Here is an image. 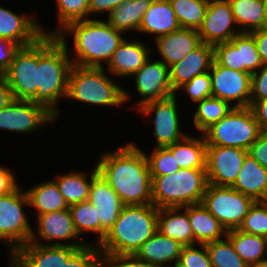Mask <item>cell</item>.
Returning a JSON list of instances; mask_svg holds the SVG:
<instances>
[{
	"mask_svg": "<svg viewBox=\"0 0 267 267\" xmlns=\"http://www.w3.org/2000/svg\"><path fill=\"white\" fill-rule=\"evenodd\" d=\"M98 173L125 205L152 204V179L145 151L129 141L111 151L100 152Z\"/></svg>",
	"mask_w": 267,
	"mask_h": 267,
	"instance_id": "cell-1",
	"label": "cell"
},
{
	"mask_svg": "<svg viewBox=\"0 0 267 267\" xmlns=\"http://www.w3.org/2000/svg\"><path fill=\"white\" fill-rule=\"evenodd\" d=\"M123 35L106 21L96 18L72 22L56 36L67 46L69 53L72 51L69 56L73 65L104 68L127 37ZM69 38L73 43L71 49L68 47Z\"/></svg>",
	"mask_w": 267,
	"mask_h": 267,
	"instance_id": "cell-2",
	"label": "cell"
},
{
	"mask_svg": "<svg viewBox=\"0 0 267 267\" xmlns=\"http://www.w3.org/2000/svg\"><path fill=\"white\" fill-rule=\"evenodd\" d=\"M67 46L55 35H43L37 40V93L31 100L61 115L59 100L66 99L73 62Z\"/></svg>",
	"mask_w": 267,
	"mask_h": 267,
	"instance_id": "cell-3",
	"label": "cell"
},
{
	"mask_svg": "<svg viewBox=\"0 0 267 267\" xmlns=\"http://www.w3.org/2000/svg\"><path fill=\"white\" fill-rule=\"evenodd\" d=\"M158 208L153 204L125 205L98 245L101 255L136 254L157 231Z\"/></svg>",
	"mask_w": 267,
	"mask_h": 267,
	"instance_id": "cell-4",
	"label": "cell"
},
{
	"mask_svg": "<svg viewBox=\"0 0 267 267\" xmlns=\"http://www.w3.org/2000/svg\"><path fill=\"white\" fill-rule=\"evenodd\" d=\"M112 78L103 67L73 65L69 74L66 99L92 107L122 108L125 103L130 102L132 95Z\"/></svg>",
	"mask_w": 267,
	"mask_h": 267,
	"instance_id": "cell-5",
	"label": "cell"
},
{
	"mask_svg": "<svg viewBox=\"0 0 267 267\" xmlns=\"http://www.w3.org/2000/svg\"><path fill=\"white\" fill-rule=\"evenodd\" d=\"M152 204L160 208L202 203L208 186L206 169H179L170 175L151 176Z\"/></svg>",
	"mask_w": 267,
	"mask_h": 267,
	"instance_id": "cell-6",
	"label": "cell"
},
{
	"mask_svg": "<svg viewBox=\"0 0 267 267\" xmlns=\"http://www.w3.org/2000/svg\"><path fill=\"white\" fill-rule=\"evenodd\" d=\"M261 131L250 107H233L202 134L207 146L238 147L248 150Z\"/></svg>",
	"mask_w": 267,
	"mask_h": 267,
	"instance_id": "cell-7",
	"label": "cell"
},
{
	"mask_svg": "<svg viewBox=\"0 0 267 267\" xmlns=\"http://www.w3.org/2000/svg\"><path fill=\"white\" fill-rule=\"evenodd\" d=\"M19 185L14 191L0 197V243L6 246L11 257L30 241L33 226L25 213L29 207L25 190Z\"/></svg>",
	"mask_w": 267,
	"mask_h": 267,
	"instance_id": "cell-8",
	"label": "cell"
},
{
	"mask_svg": "<svg viewBox=\"0 0 267 267\" xmlns=\"http://www.w3.org/2000/svg\"><path fill=\"white\" fill-rule=\"evenodd\" d=\"M254 200L227 186L208 184L202 204L226 231L240 227Z\"/></svg>",
	"mask_w": 267,
	"mask_h": 267,
	"instance_id": "cell-9",
	"label": "cell"
},
{
	"mask_svg": "<svg viewBox=\"0 0 267 267\" xmlns=\"http://www.w3.org/2000/svg\"><path fill=\"white\" fill-rule=\"evenodd\" d=\"M177 95L166 99L153 100L144 103L136 111L145 117L151 118L153 122V136L155 147H167L184 139L188 133L182 130L181 114ZM151 115V116H150ZM154 115V116H152Z\"/></svg>",
	"mask_w": 267,
	"mask_h": 267,
	"instance_id": "cell-10",
	"label": "cell"
},
{
	"mask_svg": "<svg viewBox=\"0 0 267 267\" xmlns=\"http://www.w3.org/2000/svg\"><path fill=\"white\" fill-rule=\"evenodd\" d=\"M55 120L56 116L46 107L32 101L15 99L0 109V131L8 133L32 135L47 129Z\"/></svg>",
	"mask_w": 267,
	"mask_h": 267,
	"instance_id": "cell-11",
	"label": "cell"
},
{
	"mask_svg": "<svg viewBox=\"0 0 267 267\" xmlns=\"http://www.w3.org/2000/svg\"><path fill=\"white\" fill-rule=\"evenodd\" d=\"M36 219L37 226L35 225V230H32L30 243L71 247L88 245L76 232L69 208L41 214L36 216Z\"/></svg>",
	"mask_w": 267,
	"mask_h": 267,
	"instance_id": "cell-12",
	"label": "cell"
},
{
	"mask_svg": "<svg viewBox=\"0 0 267 267\" xmlns=\"http://www.w3.org/2000/svg\"><path fill=\"white\" fill-rule=\"evenodd\" d=\"M14 98L31 101L37 93V41L20 47L9 69L2 75Z\"/></svg>",
	"mask_w": 267,
	"mask_h": 267,
	"instance_id": "cell-13",
	"label": "cell"
},
{
	"mask_svg": "<svg viewBox=\"0 0 267 267\" xmlns=\"http://www.w3.org/2000/svg\"><path fill=\"white\" fill-rule=\"evenodd\" d=\"M213 59L222 67L250 74L263 66L255 39L250 33H240L228 42L215 45Z\"/></svg>",
	"mask_w": 267,
	"mask_h": 267,
	"instance_id": "cell-14",
	"label": "cell"
},
{
	"mask_svg": "<svg viewBox=\"0 0 267 267\" xmlns=\"http://www.w3.org/2000/svg\"><path fill=\"white\" fill-rule=\"evenodd\" d=\"M209 74L212 97L222 99L232 107H249L252 74L222 67L214 60Z\"/></svg>",
	"mask_w": 267,
	"mask_h": 267,
	"instance_id": "cell-15",
	"label": "cell"
},
{
	"mask_svg": "<svg viewBox=\"0 0 267 267\" xmlns=\"http://www.w3.org/2000/svg\"><path fill=\"white\" fill-rule=\"evenodd\" d=\"M149 58L132 76L136 92L140 96L138 103L130 107L139 108L146 102L161 100L175 95L170 82L169 67L157 59Z\"/></svg>",
	"mask_w": 267,
	"mask_h": 267,
	"instance_id": "cell-16",
	"label": "cell"
},
{
	"mask_svg": "<svg viewBox=\"0 0 267 267\" xmlns=\"http://www.w3.org/2000/svg\"><path fill=\"white\" fill-rule=\"evenodd\" d=\"M248 150L238 147L207 146L208 184L231 187L243 166Z\"/></svg>",
	"mask_w": 267,
	"mask_h": 267,
	"instance_id": "cell-17",
	"label": "cell"
},
{
	"mask_svg": "<svg viewBox=\"0 0 267 267\" xmlns=\"http://www.w3.org/2000/svg\"><path fill=\"white\" fill-rule=\"evenodd\" d=\"M197 31L201 42L212 46L228 42L241 33L228 0H209L205 18Z\"/></svg>",
	"mask_w": 267,
	"mask_h": 267,
	"instance_id": "cell-18",
	"label": "cell"
},
{
	"mask_svg": "<svg viewBox=\"0 0 267 267\" xmlns=\"http://www.w3.org/2000/svg\"><path fill=\"white\" fill-rule=\"evenodd\" d=\"M81 248L71 246H48L28 242L9 259V267H62Z\"/></svg>",
	"mask_w": 267,
	"mask_h": 267,
	"instance_id": "cell-19",
	"label": "cell"
},
{
	"mask_svg": "<svg viewBox=\"0 0 267 267\" xmlns=\"http://www.w3.org/2000/svg\"><path fill=\"white\" fill-rule=\"evenodd\" d=\"M36 15L24 12L20 15L0 5V38L13 41L20 47L35 43L46 31L37 23ZM43 27V28H42Z\"/></svg>",
	"mask_w": 267,
	"mask_h": 267,
	"instance_id": "cell-20",
	"label": "cell"
},
{
	"mask_svg": "<svg viewBox=\"0 0 267 267\" xmlns=\"http://www.w3.org/2000/svg\"><path fill=\"white\" fill-rule=\"evenodd\" d=\"M89 202L96 207L100 220V243L118 219L125 204L109 183L98 173L91 181Z\"/></svg>",
	"mask_w": 267,
	"mask_h": 267,
	"instance_id": "cell-21",
	"label": "cell"
},
{
	"mask_svg": "<svg viewBox=\"0 0 267 267\" xmlns=\"http://www.w3.org/2000/svg\"><path fill=\"white\" fill-rule=\"evenodd\" d=\"M128 38L114 51L109 63L104 67L114 78H130L145 64L153 54V48L142 40Z\"/></svg>",
	"mask_w": 267,
	"mask_h": 267,
	"instance_id": "cell-22",
	"label": "cell"
},
{
	"mask_svg": "<svg viewBox=\"0 0 267 267\" xmlns=\"http://www.w3.org/2000/svg\"><path fill=\"white\" fill-rule=\"evenodd\" d=\"M214 58V46L201 43L179 62L169 67L170 82L174 92L195 76L210 71Z\"/></svg>",
	"mask_w": 267,
	"mask_h": 267,
	"instance_id": "cell-23",
	"label": "cell"
},
{
	"mask_svg": "<svg viewBox=\"0 0 267 267\" xmlns=\"http://www.w3.org/2000/svg\"><path fill=\"white\" fill-rule=\"evenodd\" d=\"M160 60L166 66L179 62L187 54L197 48L202 42L198 31L190 28H180L154 40Z\"/></svg>",
	"mask_w": 267,
	"mask_h": 267,
	"instance_id": "cell-24",
	"label": "cell"
},
{
	"mask_svg": "<svg viewBox=\"0 0 267 267\" xmlns=\"http://www.w3.org/2000/svg\"><path fill=\"white\" fill-rule=\"evenodd\" d=\"M183 247L180 242L156 231L135 255L157 267H172L178 262Z\"/></svg>",
	"mask_w": 267,
	"mask_h": 267,
	"instance_id": "cell-25",
	"label": "cell"
},
{
	"mask_svg": "<svg viewBox=\"0 0 267 267\" xmlns=\"http://www.w3.org/2000/svg\"><path fill=\"white\" fill-rule=\"evenodd\" d=\"M180 28L169 0H153L142 18L137 33L149 35L155 40Z\"/></svg>",
	"mask_w": 267,
	"mask_h": 267,
	"instance_id": "cell-26",
	"label": "cell"
},
{
	"mask_svg": "<svg viewBox=\"0 0 267 267\" xmlns=\"http://www.w3.org/2000/svg\"><path fill=\"white\" fill-rule=\"evenodd\" d=\"M157 231L183 246L194 245L188 206L158 209Z\"/></svg>",
	"mask_w": 267,
	"mask_h": 267,
	"instance_id": "cell-27",
	"label": "cell"
},
{
	"mask_svg": "<svg viewBox=\"0 0 267 267\" xmlns=\"http://www.w3.org/2000/svg\"><path fill=\"white\" fill-rule=\"evenodd\" d=\"M231 187L254 201H267V168L247 155Z\"/></svg>",
	"mask_w": 267,
	"mask_h": 267,
	"instance_id": "cell-28",
	"label": "cell"
},
{
	"mask_svg": "<svg viewBox=\"0 0 267 267\" xmlns=\"http://www.w3.org/2000/svg\"><path fill=\"white\" fill-rule=\"evenodd\" d=\"M188 218L195 244H207L223 239L226 230L202 203L188 205Z\"/></svg>",
	"mask_w": 267,
	"mask_h": 267,
	"instance_id": "cell-29",
	"label": "cell"
},
{
	"mask_svg": "<svg viewBox=\"0 0 267 267\" xmlns=\"http://www.w3.org/2000/svg\"><path fill=\"white\" fill-rule=\"evenodd\" d=\"M90 170L91 172L82 169V171L57 173L53 179L69 206L88 200L91 181L98 174L95 164Z\"/></svg>",
	"mask_w": 267,
	"mask_h": 267,
	"instance_id": "cell-30",
	"label": "cell"
},
{
	"mask_svg": "<svg viewBox=\"0 0 267 267\" xmlns=\"http://www.w3.org/2000/svg\"><path fill=\"white\" fill-rule=\"evenodd\" d=\"M25 193L29 207L35 209V216L65 210L70 207L53 179L45 182L41 181V183L26 189Z\"/></svg>",
	"mask_w": 267,
	"mask_h": 267,
	"instance_id": "cell-31",
	"label": "cell"
},
{
	"mask_svg": "<svg viewBox=\"0 0 267 267\" xmlns=\"http://www.w3.org/2000/svg\"><path fill=\"white\" fill-rule=\"evenodd\" d=\"M167 147L181 169H206L207 144L203 134H197L196 137L189 134Z\"/></svg>",
	"mask_w": 267,
	"mask_h": 267,
	"instance_id": "cell-32",
	"label": "cell"
},
{
	"mask_svg": "<svg viewBox=\"0 0 267 267\" xmlns=\"http://www.w3.org/2000/svg\"><path fill=\"white\" fill-rule=\"evenodd\" d=\"M153 0H126L117 6L106 18L114 29L127 35L138 31L142 18Z\"/></svg>",
	"mask_w": 267,
	"mask_h": 267,
	"instance_id": "cell-33",
	"label": "cell"
},
{
	"mask_svg": "<svg viewBox=\"0 0 267 267\" xmlns=\"http://www.w3.org/2000/svg\"><path fill=\"white\" fill-rule=\"evenodd\" d=\"M234 250L249 267L266 263V239L238 229L226 232Z\"/></svg>",
	"mask_w": 267,
	"mask_h": 267,
	"instance_id": "cell-34",
	"label": "cell"
},
{
	"mask_svg": "<svg viewBox=\"0 0 267 267\" xmlns=\"http://www.w3.org/2000/svg\"><path fill=\"white\" fill-rule=\"evenodd\" d=\"M241 33L264 28L263 0H228Z\"/></svg>",
	"mask_w": 267,
	"mask_h": 267,
	"instance_id": "cell-35",
	"label": "cell"
},
{
	"mask_svg": "<svg viewBox=\"0 0 267 267\" xmlns=\"http://www.w3.org/2000/svg\"><path fill=\"white\" fill-rule=\"evenodd\" d=\"M233 107L222 99L209 97L196 103V109L192 116L194 129L202 134L212 124L225 117Z\"/></svg>",
	"mask_w": 267,
	"mask_h": 267,
	"instance_id": "cell-36",
	"label": "cell"
},
{
	"mask_svg": "<svg viewBox=\"0 0 267 267\" xmlns=\"http://www.w3.org/2000/svg\"><path fill=\"white\" fill-rule=\"evenodd\" d=\"M69 210L75 230L79 234L81 239H83L88 245L98 246L100 244V220L97 219L96 207L91 204L89 200H87L70 205ZM87 232L96 234L95 241L90 240L91 242H87L86 237L85 239L83 238L84 233Z\"/></svg>",
	"mask_w": 267,
	"mask_h": 267,
	"instance_id": "cell-37",
	"label": "cell"
},
{
	"mask_svg": "<svg viewBox=\"0 0 267 267\" xmlns=\"http://www.w3.org/2000/svg\"><path fill=\"white\" fill-rule=\"evenodd\" d=\"M181 28L198 30L209 5V0H169Z\"/></svg>",
	"mask_w": 267,
	"mask_h": 267,
	"instance_id": "cell-38",
	"label": "cell"
},
{
	"mask_svg": "<svg viewBox=\"0 0 267 267\" xmlns=\"http://www.w3.org/2000/svg\"><path fill=\"white\" fill-rule=\"evenodd\" d=\"M90 0H55L57 24L55 29L46 31V35H57L68 24L89 19Z\"/></svg>",
	"mask_w": 267,
	"mask_h": 267,
	"instance_id": "cell-39",
	"label": "cell"
},
{
	"mask_svg": "<svg viewBox=\"0 0 267 267\" xmlns=\"http://www.w3.org/2000/svg\"><path fill=\"white\" fill-rule=\"evenodd\" d=\"M205 245L212 267H249L234 250L226 236Z\"/></svg>",
	"mask_w": 267,
	"mask_h": 267,
	"instance_id": "cell-40",
	"label": "cell"
},
{
	"mask_svg": "<svg viewBox=\"0 0 267 267\" xmlns=\"http://www.w3.org/2000/svg\"><path fill=\"white\" fill-rule=\"evenodd\" d=\"M150 152H145V155L151 176L170 175L180 169L168 147H154Z\"/></svg>",
	"mask_w": 267,
	"mask_h": 267,
	"instance_id": "cell-41",
	"label": "cell"
},
{
	"mask_svg": "<svg viewBox=\"0 0 267 267\" xmlns=\"http://www.w3.org/2000/svg\"><path fill=\"white\" fill-rule=\"evenodd\" d=\"M238 230L267 237V201H255Z\"/></svg>",
	"mask_w": 267,
	"mask_h": 267,
	"instance_id": "cell-42",
	"label": "cell"
},
{
	"mask_svg": "<svg viewBox=\"0 0 267 267\" xmlns=\"http://www.w3.org/2000/svg\"><path fill=\"white\" fill-rule=\"evenodd\" d=\"M180 90L184 91V94L188 96L194 104L203 99L212 97L211 76L209 72L195 76L189 82L184 83L177 89L175 95L182 93Z\"/></svg>",
	"mask_w": 267,
	"mask_h": 267,
	"instance_id": "cell-43",
	"label": "cell"
},
{
	"mask_svg": "<svg viewBox=\"0 0 267 267\" xmlns=\"http://www.w3.org/2000/svg\"><path fill=\"white\" fill-rule=\"evenodd\" d=\"M177 264L180 267H212L205 244L184 246Z\"/></svg>",
	"mask_w": 267,
	"mask_h": 267,
	"instance_id": "cell-44",
	"label": "cell"
},
{
	"mask_svg": "<svg viewBox=\"0 0 267 267\" xmlns=\"http://www.w3.org/2000/svg\"><path fill=\"white\" fill-rule=\"evenodd\" d=\"M62 267H102V255L96 245L81 248L69 261H64Z\"/></svg>",
	"mask_w": 267,
	"mask_h": 267,
	"instance_id": "cell-45",
	"label": "cell"
},
{
	"mask_svg": "<svg viewBox=\"0 0 267 267\" xmlns=\"http://www.w3.org/2000/svg\"><path fill=\"white\" fill-rule=\"evenodd\" d=\"M102 267H157L135 254L128 255H102Z\"/></svg>",
	"mask_w": 267,
	"mask_h": 267,
	"instance_id": "cell-46",
	"label": "cell"
},
{
	"mask_svg": "<svg viewBox=\"0 0 267 267\" xmlns=\"http://www.w3.org/2000/svg\"><path fill=\"white\" fill-rule=\"evenodd\" d=\"M267 99V65H263L251 77V95L249 107L256 101Z\"/></svg>",
	"mask_w": 267,
	"mask_h": 267,
	"instance_id": "cell-47",
	"label": "cell"
},
{
	"mask_svg": "<svg viewBox=\"0 0 267 267\" xmlns=\"http://www.w3.org/2000/svg\"><path fill=\"white\" fill-rule=\"evenodd\" d=\"M20 48L13 41L0 38V76H2L10 67L14 54Z\"/></svg>",
	"mask_w": 267,
	"mask_h": 267,
	"instance_id": "cell-48",
	"label": "cell"
},
{
	"mask_svg": "<svg viewBox=\"0 0 267 267\" xmlns=\"http://www.w3.org/2000/svg\"><path fill=\"white\" fill-rule=\"evenodd\" d=\"M248 155L267 168V132L260 133L256 141L249 147Z\"/></svg>",
	"mask_w": 267,
	"mask_h": 267,
	"instance_id": "cell-49",
	"label": "cell"
},
{
	"mask_svg": "<svg viewBox=\"0 0 267 267\" xmlns=\"http://www.w3.org/2000/svg\"><path fill=\"white\" fill-rule=\"evenodd\" d=\"M126 0H90L89 3V19H95L97 14L108 16L117 6Z\"/></svg>",
	"mask_w": 267,
	"mask_h": 267,
	"instance_id": "cell-50",
	"label": "cell"
},
{
	"mask_svg": "<svg viewBox=\"0 0 267 267\" xmlns=\"http://www.w3.org/2000/svg\"><path fill=\"white\" fill-rule=\"evenodd\" d=\"M19 185L20 183H18L11 167H5L0 164V197L14 191Z\"/></svg>",
	"mask_w": 267,
	"mask_h": 267,
	"instance_id": "cell-51",
	"label": "cell"
},
{
	"mask_svg": "<svg viewBox=\"0 0 267 267\" xmlns=\"http://www.w3.org/2000/svg\"><path fill=\"white\" fill-rule=\"evenodd\" d=\"M261 132H267V99L254 102L250 106Z\"/></svg>",
	"mask_w": 267,
	"mask_h": 267,
	"instance_id": "cell-52",
	"label": "cell"
},
{
	"mask_svg": "<svg viewBox=\"0 0 267 267\" xmlns=\"http://www.w3.org/2000/svg\"><path fill=\"white\" fill-rule=\"evenodd\" d=\"M250 34L255 39L256 47L258 49L262 64L267 65V29H258L250 32Z\"/></svg>",
	"mask_w": 267,
	"mask_h": 267,
	"instance_id": "cell-53",
	"label": "cell"
},
{
	"mask_svg": "<svg viewBox=\"0 0 267 267\" xmlns=\"http://www.w3.org/2000/svg\"><path fill=\"white\" fill-rule=\"evenodd\" d=\"M13 100L15 98L10 86L3 76H0V109L9 105Z\"/></svg>",
	"mask_w": 267,
	"mask_h": 267,
	"instance_id": "cell-54",
	"label": "cell"
},
{
	"mask_svg": "<svg viewBox=\"0 0 267 267\" xmlns=\"http://www.w3.org/2000/svg\"><path fill=\"white\" fill-rule=\"evenodd\" d=\"M264 4V28L267 29V0H263Z\"/></svg>",
	"mask_w": 267,
	"mask_h": 267,
	"instance_id": "cell-55",
	"label": "cell"
},
{
	"mask_svg": "<svg viewBox=\"0 0 267 267\" xmlns=\"http://www.w3.org/2000/svg\"><path fill=\"white\" fill-rule=\"evenodd\" d=\"M251 267H267V263H262V264L254 265Z\"/></svg>",
	"mask_w": 267,
	"mask_h": 267,
	"instance_id": "cell-56",
	"label": "cell"
},
{
	"mask_svg": "<svg viewBox=\"0 0 267 267\" xmlns=\"http://www.w3.org/2000/svg\"><path fill=\"white\" fill-rule=\"evenodd\" d=\"M266 239V256H267V237H265ZM266 263H267V257H266Z\"/></svg>",
	"mask_w": 267,
	"mask_h": 267,
	"instance_id": "cell-57",
	"label": "cell"
},
{
	"mask_svg": "<svg viewBox=\"0 0 267 267\" xmlns=\"http://www.w3.org/2000/svg\"><path fill=\"white\" fill-rule=\"evenodd\" d=\"M172 267H180L177 263L174 265V266H172Z\"/></svg>",
	"mask_w": 267,
	"mask_h": 267,
	"instance_id": "cell-58",
	"label": "cell"
}]
</instances>
